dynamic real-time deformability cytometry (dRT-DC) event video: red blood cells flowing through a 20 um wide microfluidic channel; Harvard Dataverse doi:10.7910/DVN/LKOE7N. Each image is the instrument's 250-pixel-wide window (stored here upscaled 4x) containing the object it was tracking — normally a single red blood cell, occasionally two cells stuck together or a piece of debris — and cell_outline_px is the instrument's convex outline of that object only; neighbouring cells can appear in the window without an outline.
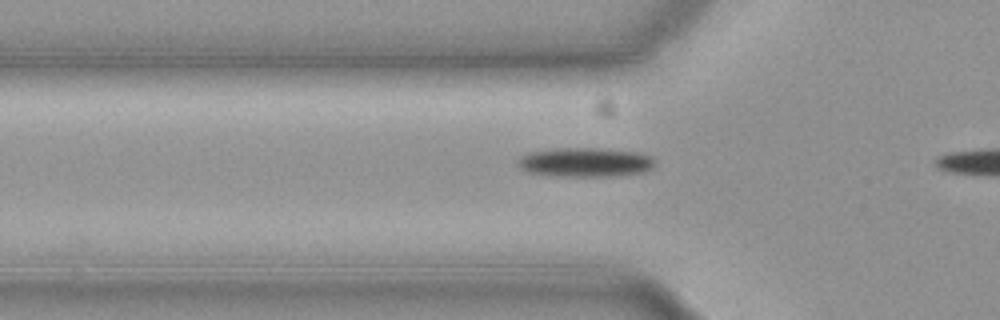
{"species": "common noctule bat (a hibernating species)", "species_latin": "Nyctalus noctula", "temperature_condition": "cold", "stored_images_in_passage": 9, "camera_frame_rate_fps": 3000, "um_per_image_px": 0.085, "animal": {"sex": "female", "body_mass_g": 19.3, "forearm_length_mm": 54.1}, "frame": {"image": 1, "passage_image": 7, "time_ms": 2.0, "image_size_px": [1000, 320], "cell_outline_px": [[652, 168], [644, 172], [612, 176], [560, 176], [528, 172], [520, 168], [520, 156], [528, 152], [552, 148], [604, 148], [636, 152], [652, 156]], "centroid_in_image_um": [49.74, 13.78], "position_along_channel_um": 76.1, "area_um2": 23.24}}